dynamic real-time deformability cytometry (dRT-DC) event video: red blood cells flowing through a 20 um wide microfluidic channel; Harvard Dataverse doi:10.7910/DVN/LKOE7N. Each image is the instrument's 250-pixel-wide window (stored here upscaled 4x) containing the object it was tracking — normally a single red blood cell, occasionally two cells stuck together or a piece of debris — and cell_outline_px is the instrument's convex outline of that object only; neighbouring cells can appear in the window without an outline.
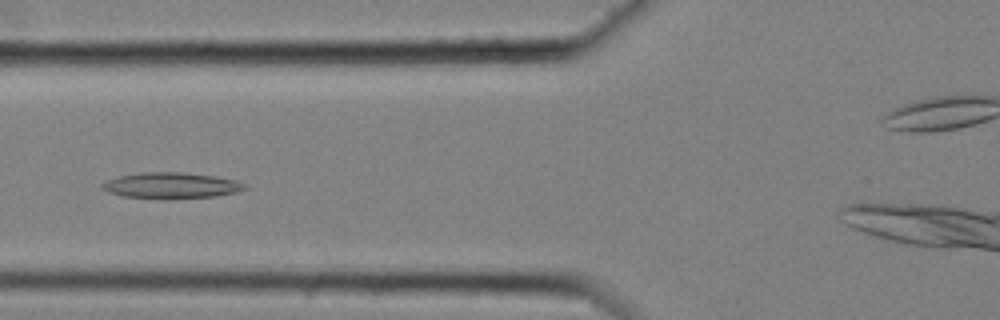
{"species": "common noctule bat (a hibernating species)", "species_latin": "Nyctalus noctula", "temperature_condition": "cold", "stored_images_in_passage": 47, "camera_frame_rate_fps": 3000, "um_per_image_px": 0.085, "animal": {"sex": "female", "body_mass_g": 25.1}, "frame": {"image": 1, "passage_image": 16, "time_ms": 5.0, "image_size_px": [1000, 320], "cell_outline_px": [[248, 188], [236, 192], [216, 196], [168, 200], [164, 200], [124, 196], [108, 192], [100, 188], [100, 184], [108, 180], [120, 176], [140, 172], [184, 172], [212, 176], [236, 180], [248, 184]], "centroid_in_image_um": [14.56, 15.78], "position_along_channel_um": 111.2, "area_um2": 21.96}}
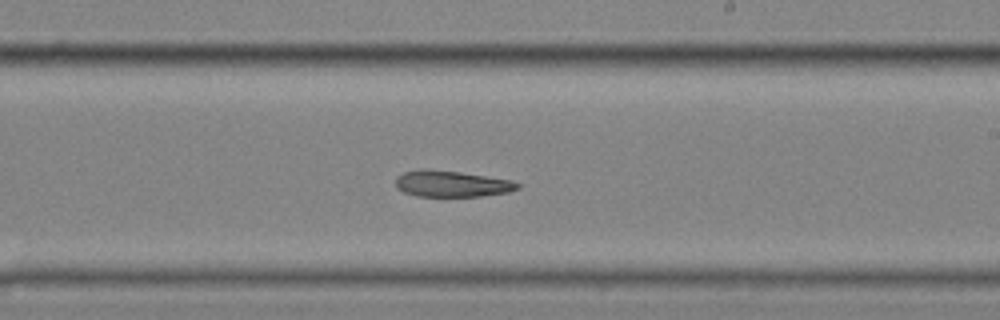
{"frame": {"image": 2, "passage_image": 28, "time_ms": 9.0, "image_size_px": [1000, 320], "cell_outline_px": [[520, 188], [508, 192], [480, 196], [416, 196], [404, 192], [396, 188], [396, 176], [404, 172], [424, 168], [460, 172], [512, 180], [520, 184]], "centroid_in_image_um": [38.37, 15.62], "position_along_channel_um": 250.6, "area_um2": 18.67}}
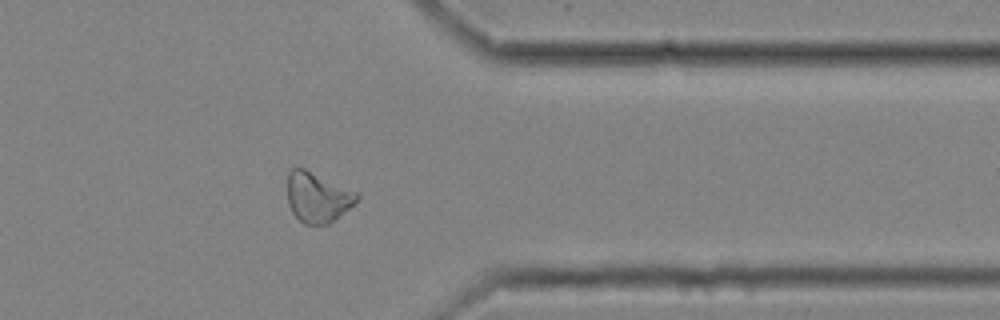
{"frame": {"image": 3, "passage_image": 40, "time_ms": 13.0, "image_size_px": [1000, 320], "cell_outline_px": [[360, 196], [356, 204], [328, 224], [304, 224], [292, 212], [288, 204], [288, 172], [296, 164], [356, 192]], "centroid_in_image_um": [26.98, 16.75], "position_along_channel_um": 384.4, "area_um2": 20.35}}